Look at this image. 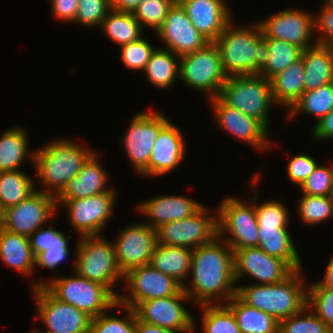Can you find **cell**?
<instances>
[{
  "label": "cell",
  "mask_w": 333,
  "mask_h": 333,
  "mask_svg": "<svg viewBox=\"0 0 333 333\" xmlns=\"http://www.w3.org/2000/svg\"><path fill=\"white\" fill-rule=\"evenodd\" d=\"M231 21L213 42L218 48L226 75H256L265 66L269 50L258 22L234 27Z\"/></svg>",
  "instance_id": "cell-2"
},
{
  "label": "cell",
  "mask_w": 333,
  "mask_h": 333,
  "mask_svg": "<svg viewBox=\"0 0 333 333\" xmlns=\"http://www.w3.org/2000/svg\"><path fill=\"white\" fill-rule=\"evenodd\" d=\"M190 298L183 289L176 295L139 302L134 308L138 320L181 333L196 331L195 319L182 303Z\"/></svg>",
  "instance_id": "cell-13"
},
{
  "label": "cell",
  "mask_w": 333,
  "mask_h": 333,
  "mask_svg": "<svg viewBox=\"0 0 333 333\" xmlns=\"http://www.w3.org/2000/svg\"><path fill=\"white\" fill-rule=\"evenodd\" d=\"M209 101L212 102L216 122L221 129L250 144L254 149L266 151L273 147L269 130L260 121L230 107L219 96L210 98Z\"/></svg>",
  "instance_id": "cell-21"
},
{
  "label": "cell",
  "mask_w": 333,
  "mask_h": 333,
  "mask_svg": "<svg viewBox=\"0 0 333 333\" xmlns=\"http://www.w3.org/2000/svg\"><path fill=\"white\" fill-rule=\"evenodd\" d=\"M155 49L145 37H141L137 41L120 46V58L129 70L143 72Z\"/></svg>",
  "instance_id": "cell-45"
},
{
  "label": "cell",
  "mask_w": 333,
  "mask_h": 333,
  "mask_svg": "<svg viewBox=\"0 0 333 333\" xmlns=\"http://www.w3.org/2000/svg\"><path fill=\"white\" fill-rule=\"evenodd\" d=\"M176 1L143 0L133 11L134 17L140 22L142 28L146 26V28L157 31Z\"/></svg>",
  "instance_id": "cell-42"
},
{
  "label": "cell",
  "mask_w": 333,
  "mask_h": 333,
  "mask_svg": "<svg viewBox=\"0 0 333 333\" xmlns=\"http://www.w3.org/2000/svg\"><path fill=\"white\" fill-rule=\"evenodd\" d=\"M31 333H49V332H44V331H38V329L37 330H35V329H33V331H31Z\"/></svg>",
  "instance_id": "cell-59"
},
{
  "label": "cell",
  "mask_w": 333,
  "mask_h": 333,
  "mask_svg": "<svg viewBox=\"0 0 333 333\" xmlns=\"http://www.w3.org/2000/svg\"><path fill=\"white\" fill-rule=\"evenodd\" d=\"M51 220L50 227L47 229L38 228L33 234L29 236L30 246L35 257L42 251L48 249L52 245H62L68 247V239H71V235L65 237L62 231L55 230L52 225L54 224Z\"/></svg>",
  "instance_id": "cell-48"
},
{
  "label": "cell",
  "mask_w": 333,
  "mask_h": 333,
  "mask_svg": "<svg viewBox=\"0 0 333 333\" xmlns=\"http://www.w3.org/2000/svg\"><path fill=\"white\" fill-rule=\"evenodd\" d=\"M321 12L315 17V31H319L317 43L320 45H327L333 40V6L323 5L319 10Z\"/></svg>",
  "instance_id": "cell-50"
},
{
  "label": "cell",
  "mask_w": 333,
  "mask_h": 333,
  "mask_svg": "<svg viewBox=\"0 0 333 333\" xmlns=\"http://www.w3.org/2000/svg\"><path fill=\"white\" fill-rule=\"evenodd\" d=\"M69 255L68 247L62 245L49 246L47 250L40 252L35 257V267H44L56 270L55 267L59 265Z\"/></svg>",
  "instance_id": "cell-51"
},
{
  "label": "cell",
  "mask_w": 333,
  "mask_h": 333,
  "mask_svg": "<svg viewBox=\"0 0 333 333\" xmlns=\"http://www.w3.org/2000/svg\"><path fill=\"white\" fill-rule=\"evenodd\" d=\"M178 61L179 56L170 50L156 48L146 64L144 74L154 86L167 89L179 78Z\"/></svg>",
  "instance_id": "cell-33"
},
{
  "label": "cell",
  "mask_w": 333,
  "mask_h": 333,
  "mask_svg": "<svg viewBox=\"0 0 333 333\" xmlns=\"http://www.w3.org/2000/svg\"><path fill=\"white\" fill-rule=\"evenodd\" d=\"M110 11V0H78L75 22L87 28H98Z\"/></svg>",
  "instance_id": "cell-46"
},
{
  "label": "cell",
  "mask_w": 333,
  "mask_h": 333,
  "mask_svg": "<svg viewBox=\"0 0 333 333\" xmlns=\"http://www.w3.org/2000/svg\"><path fill=\"white\" fill-rule=\"evenodd\" d=\"M219 97L230 107L260 121L270 130L269 112L271 105L276 103L267 78L258 74L229 76Z\"/></svg>",
  "instance_id": "cell-7"
},
{
  "label": "cell",
  "mask_w": 333,
  "mask_h": 333,
  "mask_svg": "<svg viewBox=\"0 0 333 333\" xmlns=\"http://www.w3.org/2000/svg\"><path fill=\"white\" fill-rule=\"evenodd\" d=\"M169 122L160 112H138L132 117L126 133L123 135V147L138 174L150 160L159 131Z\"/></svg>",
  "instance_id": "cell-14"
},
{
  "label": "cell",
  "mask_w": 333,
  "mask_h": 333,
  "mask_svg": "<svg viewBox=\"0 0 333 333\" xmlns=\"http://www.w3.org/2000/svg\"><path fill=\"white\" fill-rule=\"evenodd\" d=\"M318 163L310 155L298 154L290 158L286 167L287 175L297 186H300L313 172Z\"/></svg>",
  "instance_id": "cell-49"
},
{
  "label": "cell",
  "mask_w": 333,
  "mask_h": 333,
  "mask_svg": "<svg viewBox=\"0 0 333 333\" xmlns=\"http://www.w3.org/2000/svg\"><path fill=\"white\" fill-rule=\"evenodd\" d=\"M328 263L323 279L308 287H327L333 289V256Z\"/></svg>",
  "instance_id": "cell-56"
},
{
  "label": "cell",
  "mask_w": 333,
  "mask_h": 333,
  "mask_svg": "<svg viewBox=\"0 0 333 333\" xmlns=\"http://www.w3.org/2000/svg\"><path fill=\"white\" fill-rule=\"evenodd\" d=\"M333 109V82L315 90L304 92L289 109L288 120L295 118L298 113L313 115L316 124Z\"/></svg>",
  "instance_id": "cell-36"
},
{
  "label": "cell",
  "mask_w": 333,
  "mask_h": 333,
  "mask_svg": "<svg viewBox=\"0 0 333 333\" xmlns=\"http://www.w3.org/2000/svg\"><path fill=\"white\" fill-rule=\"evenodd\" d=\"M143 0H110L111 10L133 12Z\"/></svg>",
  "instance_id": "cell-54"
},
{
  "label": "cell",
  "mask_w": 333,
  "mask_h": 333,
  "mask_svg": "<svg viewBox=\"0 0 333 333\" xmlns=\"http://www.w3.org/2000/svg\"><path fill=\"white\" fill-rule=\"evenodd\" d=\"M305 69L300 57L270 79L274 102L290 109L304 93Z\"/></svg>",
  "instance_id": "cell-29"
},
{
  "label": "cell",
  "mask_w": 333,
  "mask_h": 333,
  "mask_svg": "<svg viewBox=\"0 0 333 333\" xmlns=\"http://www.w3.org/2000/svg\"><path fill=\"white\" fill-rule=\"evenodd\" d=\"M74 274L75 277H55L49 282L40 278L31 288L45 287L59 301L76 307L91 318L119 307L117 297L106 286Z\"/></svg>",
  "instance_id": "cell-5"
},
{
  "label": "cell",
  "mask_w": 333,
  "mask_h": 333,
  "mask_svg": "<svg viewBox=\"0 0 333 333\" xmlns=\"http://www.w3.org/2000/svg\"><path fill=\"white\" fill-rule=\"evenodd\" d=\"M66 138L52 140L34 150L33 166L44 189L38 191L57 196L95 153ZM46 188V189H45Z\"/></svg>",
  "instance_id": "cell-3"
},
{
  "label": "cell",
  "mask_w": 333,
  "mask_h": 333,
  "mask_svg": "<svg viewBox=\"0 0 333 333\" xmlns=\"http://www.w3.org/2000/svg\"><path fill=\"white\" fill-rule=\"evenodd\" d=\"M259 195H255V211L258 227H287L289 213L287 207L280 200H267L258 205L256 201ZM257 204V205H256Z\"/></svg>",
  "instance_id": "cell-44"
},
{
  "label": "cell",
  "mask_w": 333,
  "mask_h": 333,
  "mask_svg": "<svg viewBox=\"0 0 333 333\" xmlns=\"http://www.w3.org/2000/svg\"><path fill=\"white\" fill-rule=\"evenodd\" d=\"M297 202H299L296 210L298 211V217L306 225L320 224L333 217V205L330 196L303 194Z\"/></svg>",
  "instance_id": "cell-39"
},
{
  "label": "cell",
  "mask_w": 333,
  "mask_h": 333,
  "mask_svg": "<svg viewBox=\"0 0 333 333\" xmlns=\"http://www.w3.org/2000/svg\"><path fill=\"white\" fill-rule=\"evenodd\" d=\"M200 306L203 333H241L235 315L226 304Z\"/></svg>",
  "instance_id": "cell-38"
},
{
  "label": "cell",
  "mask_w": 333,
  "mask_h": 333,
  "mask_svg": "<svg viewBox=\"0 0 333 333\" xmlns=\"http://www.w3.org/2000/svg\"><path fill=\"white\" fill-rule=\"evenodd\" d=\"M52 13L59 20L74 22L78 9V0H52Z\"/></svg>",
  "instance_id": "cell-52"
},
{
  "label": "cell",
  "mask_w": 333,
  "mask_h": 333,
  "mask_svg": "<svg viewBox=\"0 0 333 333\" xmlns=\"http://www.w3.org/2000/svg\"><path fill=\"white\" fill-rule=\"evenodd\" d=\"M225 304L235 315L241 333H278L279 322L274 317L244 303L236 294Z\"/></svg>",
  "instance_id": "cell-32"
},
{
  "label": "cell",
  "mask_w": 333,
  "mask_h": 333,
  "mask_svg": "<svg viewBox=\"0 0 333 333\" xmlns=\"http://www.w3.org/2000/svg\"><path fill=\"white\" fill-rule=\"evenodd\" d=\"M207 206L182 220L166 223L157 228L158 244L195 249L218 237V214L208 216Z\"/></svg>",
  "instance_id": "cell-11"
},
{
  "label": "cell",
  "mask_w": 333,
  "mask_h": 333,
  "mask_svg": "<svg viewBox=\"0 0 333 333\" xmlns=\"http://www.w3.org/2000/svg\"><path fill=\"white\" fill-rule=\"evenodd\" d=\"M324 3V5H331V6H333V0H324L323 1Z\"/></svg>",
  "instance_id": "cell-58"
},
{
  "label": "cell",
  "mask_w": 333,
  "mask_h": 333,
  "mask_svg": "<svg viewBox=\"0 0 333 333\" xmlns=\"http://www.w3.org/2000/svg\"><path fill=\"white\" fill-rule=\"evenodd\" d=\"M97 158L95 152L83 165L81 171L56 196V199H80L111 190L107 186L109 175Z\"/></svg>",
  "instance_id": "cell-25"
},
{
  "label": "cell",
  "mask_w": 333,
  "mask_h": 333,
  "mask_svg": "<svg viewBox=\"0 0 333 333\" xmlns=\"http://www.w3.org/2000/svg\"><path fill=\"white\" fill-rule=\"evenodd\" d=\"M269 56L260 76L270 80L301 57L302 49L284 40L267 38Z\"/></svg>",
  "instance_id": "cell-37"
},
{
  "label": "cell",
  "mask_w": 333,
  "mask_h": 333,
  "mask_svg": "<svg viewBox=\"0 0 333 333\" xmlns=\"http://www.w3.org/2000/svg\"><path fill=\"white\" fill-rule=\"evenodd\" d=\"M258 24L264 38L284 40L302 50L318 44L311 41L315 33V16L306 11L285 9L258 21Z\"/></svg>",
  "instance_id": "cell-17"
},
{
  "label": "cell",
  "mask_w": 333,
  "mask_h": 333,
  "mask_svg": "<svg viewBox=\"0 0 333 333\" xmlns=\"http://www.w3.org/2000/svg\"><path fill=\"white\" fill-rule=\"evenodd\" d=\"M156 32L166 50L181 57L204 48L210 41L191 23L182 6L176 1ZM168 48V49H167Z\"/></svg>",
  "instance_id": "cell-20"
},
{
  "label": "cell",
  "mask_w": 333,
  "mask_h": 333,
  "mask_svg": "<svg viewBox=\"0 0 333 333\" xmlns=\"http://www.w3.org/2000/svg\"><path fill=\"white\" fill-rule=\"evenodd\" d=\"M189 276L183 291L192 304H225L236 294L233 249L219 236L193 249Z\"/></svg>",
  "instance_id": "cell-1"
},
{
  "label": "cell",
  "mask_w": 333,
  "mask_h": 333,
  "mask_svg": "<svg viewBox=\"0 0 333 333\" xmlns=\"http://www.w3.org/2000/svg\"><path fill=\"white\" fill-rule=\"evenodd\" d=\"M302 269L276 284H252L237 286L236 295L249 306L274 317L278 322L307 306V289Z\"/></svg>",
  "instance_id": "cell-4"
},
{
  "label": "cell",
  "mask_w": 333,
  "mask_h": 333,
  "mask_svg": "<svg viewBox=\"0 0 333 333\" xmlns=\"http://www.w3.org/2000/svg\"><path fill=\"white\" fill-rule=\"evenodd\" d=\"M134 333H181V332L165 329L163 327L155 325H150L138 320L136 317Z\"/></svg>",
  "instance_id": "cell-55"
},
{
  "label": "cell",
  "mask_w": 333,
  "mask_h": 333,
  "mask_svg": "<svg viewBox=\"0 0 333 333\" xmlns=\"http://www.w3.org/2000/svg\"><path fill=\"white\" fill-rule=\"evenodd\" d=\"M326 46L331 50L333 56V40H331Z\"/></svg>",
  "instance_id": "cell-57"
},
{
  "label": "cell",
  "mask_w": 333,
  "mask_h": 333,
  "mask_svg": "<svg viewBox=\"0 0 333 333\" xmlns=\"http://www.w3.org/2000/svg\"><path fill=\"white\" fill-rule=\"evenodd\" d=\"M302 194L310 196H330L333 190V166L317 164L313 172L299 186Z\"/></svg>",
  "instance_id": "cell-47"
},
{
  "label": "cell",
  "mask_w": 333,
  "mask_h": 333,
  "mask_svg": "<svg viewBox=\"0 0 333 333\" xmlns=\"http://www.w3.org/2000/svg\"><path fill=\"white\" fill-rule=\"evenodd\" d=\"M305 78L304 92L333 82V56L326 45L316 44L302 50Z\"/></svg>",
  "instance_id": "cell-27"
},
{
  "label": "cell",
  "mask_w": 333,
  "mask_h": 333,
  "mask_svg": "<svg viewBox=\"0 0 333 333\" xmlns=\"http://www.w3.org/2000/svg\"><path fill=\"white\" fill-rule=\"evenodd\" d=\"M330 197H331L332 205H333V190L331 191V195H330Z\"/></svg>",
  "instance_id": "cell-60"
},
{
  "label": "cell",
  "mask_w": 333,
  "mask_h": 333,
  "mask_svg": "<svg viewBox=\"0 0 333 333\" xmlns=\"http://www.w3.org/2000/svg\"><path fill=\"white\" fill-rule=\"evenodd\" d=\"M75 250L74 271L103 284L118 297L112 289L118 280L123 281L124 274L118 266L114 244L100 235L79 236Z\"/></svg>",
  "instance_id": "cell-6"
},
{
  "label": "cell",
  "mask_w": 333,
  "mask_h": 333,
  "mask_svg": "<svg viewBox=\"0 0 333 333\" xmlns=\"http://www.w3.org/2000/svg\"><path fill=\"white\" fill-rule=\"evenodd\" d=\"M116 260L123 274L135 267L150 264L158 245L157 230L145 223L124 228L114 243Z\"/></svg>",
  "instance_id": "cell-18"
},
{
  "label": "cell",
  "mask_w": 333,
  "mask_h": 333,
  "mask_svg": "<svg viewBox=\"0 0 333 333\" xmlns=\"http://www.w3.org/2000/svg\"><path fill=\"white\" fill-rule=\"evenodd\" d=\"M307 306L333 331V289L306 287Z\"/></svg>",
  "instance_id": "cell-43"
},
{
  "label": "cell",
  "mask_w": 333,
  "mask_h": 333,
  "mask_svg": "<svg viewBox=\"0 0 333 333\" xmlns=\"http://www.w3.org/2000/svg\"><path fill=\"white\" fill-rule=\"evenodd\" d=\"M234 276L236 283L244 276L257 280L255 284H276L289 277L294 270L283 260L268 255L259 247L235 249Z\"/></svg>",
  "instance_id": "cell-19"
},
{
  "label": "cell",
  "mask_w": 333,
  "mask_h": 333,
  "mask_svg": "<svg viewBox=\"0 0 333 333\" xmlns=\"http://www.w3.org/2000/svg\"><path fill=\"white\" fill-rule=\"evenodd\" d=\"M126 316L123 318L108 315V311L91 319L90 333H134L136 315L132 308L122 306ZM128 314V315H127Z\"/></svg>",
  "instance_id": "cell-41"
},
{
  "label": "cell",
  "mask_w": 333,
  "mask_h": 333,
  "mask_svg": "<svg viewBox=\"0 0 333 333\" xmlns=\"http://www.w3.org/2000/svg\"><path fill=\"white\" fill-rule=\"evenodd\" d=\"M179 78L184 85L210 98L219 96L228 76L224 72L216 45L210 42L200 50L179 57Z\"/></svg>",
  "instance_id": "cell-8"
},
{
  "label": "cell",
  "mask_w": 333,
  "mask_h": 333,
  "mask_svg": "<svg viewBox=\"0 0 333 333\" xmlns=\"http://www.w3.org/2000/svg\"><path fill=\"white\" fill-rule=\"evenodd\" d=\"M203 205L184 195H164L148 199L139 204L138 211L144 214L150 227L160 226L182 220L195 214Z\"/></svg>",
  "instance_id": "cell-24"
},
{
  "label": "cell",
  "mask_w": 333,
  "mask_h": 333,
  "mask_svg": "<svg viewBox=\"0 0 333 333\" xmlns=\"http://www.w3.org/2000/svg\"><path fill=\"white\" fill-rule=\"evenodd\" d=\"M192 253V248L158 244L151 257L150 265L184 286L190 275Z\"/></svg>",
  "instance_id": "cell-28"
},
{
  "label": "cell",
  "mask_w": 333,
  "mask_h": 333,
  "mask_svg": "<svg viewBox=\"0 0 333 333\" xmlns=\"http://www.w3.org/2000/svg\"><path fill=\"white\" fill-rule=\"evenodd\" d=\"M278 333H333V331L306 306L279 322Z\"/></svg>",
  "instance_id": "cell-40"
},
{
  "label": "cell",
  "mask_w": 333,
  "mask_h": 333,
  "mask_svg": "<svg viewBox=\"0 0 333 333\" xmlns=\"http://www.w3.org/2000/svg\"><path fill=\"white\" fill-rule=\"evenodd\" d=\"M116 193L108 192L80 199H56L57 207L68 209L67 217L80 236L100 235L116 204Z\"/></svg>",
  "instance_id": "cell-10"
},
{
  "label": "cell",
  "mask_w": 333,
  "mask_h": 333,
  "mask_svg": "<svg viewBox=\"0 0 333 333\" xmlns=\"http://www.w3.org/2000/svg\"><path fill=\"white\" fill-rule=\"evenodd\" d=\"M58 211L56 196L36 190L16 206L4 210L2 228L29 237Z\"/></svg>",
  "instance_id": "cell-16"
},
{
  "label": "cell",
  "mask_w": 333,
  "mask_h": 333,
  "mask_svg": "<svg viewBox=\"0 0 333 333\" xmlns=\"http://www.w3.org/2000/svg\"><path fill=\"white\" fill-rule=\"evenodd\" d=\"M29 137L22 127H13L0 136V172L20 170L27 156L33 159L34 150L29 151ZM29 151V153H28ZM31 152V153H30Z\"/></svg>",
  "instance_id": "cell-31"
},
{
  "label": "cell",
  "mask_w": 333,
  "mask_h": 333,
  "mask_svg": "<svg viewBox=\"0 0 333 333\" xmlns=\"http://www.w3.org/2000/svg\"><path fill=\"white\" fill-rule=\"evenodd\" d=\"M193 26L214 42L233 20L226 0H177Z\"/></svg>",
  "instance_id": "cell-23"
},
{
  "label": "cell",
  "mask_w": 333,
  "mask_h": 333,
  "mask_svg": "<svg viewBox=\"0 0 333 333\" xmlns=\"http://www.w3.org/2000/svg\"><path fill=\"white\" fill-rule=\"evenodd\" d=\"M183 132L169 121L158 133L148 166L140 173L157 177L175 170L184 160L186 145Z\"/></svg>",
  "instance_id": "cell-22"
},
{
  "label": "cell",
  "mask_w": 333,
  "mask_h": 333,
  "mask_svg": "<svg viewBox=\"0 0 333 333\" xmlns=\"http://www.w3.org/2000/svg\"><path fill=\"white\" fill-rule=\"evenodd\" d=\"M0 259L20 274L31 275L35 271V255L29 237L12 233L0 227Z\"/></svg>",
  "instance_id": "cell-26"
},
{
  "label": "cell",
  "mask_w": 333,
  "mask_h": 333,
  "mask_svg": "<svg viewBox=\"0 0 333 333\" xmlns=\"http://www.w3.org/2000/svg\"><path fill=\"white\" fill-rule=\"evenodd\" d=\"M24 171L0 172V204L5 210L27 199L35 189L34 179Z\"/></svg>",
  "instance_id": "cell-35"
},
{
  "label": "cell",
  "mask_w": 333,
  "mask_h": 333,
  "mask_svg": "<svg viewBox=\"0 0 333 333\" xmlns=\"http://www.w3.org/2000/svg\"><path fill=\"white\" fill-rule=\"evenodd\" d=\"M37 314L49 333H90L91 317L59 301L45 287L32 289Z\"/></svg>",
  "instance_id": "cell-15"
},
{
  "label": "cell",
  "mask_w": 333,
  "mask_h": 333,
  "mask_svg": "<svg viewBox=\"0 0 333 333\" xmlns=\"http://www.w3.org/2000/svg\"><path fill=\"white\" fill-rule=\"evenodd\" d=\"M312 135L317 141L333 138V109L313 127Z\"/></svg>",
  "instance_id": "cell-53"
},
{
  "label": "cell",
  "mask_w": 333,
  "mask_h": 333,
  "mask_svg": "<svg viewBox=\"0 0 333 333\" xmlns=\"http://www.w3.org/2000/svg\"><path fill=\"white\" fill-rule=\"evenodd\" d=\"M123 281L130 293L119 294L117 302L132 309L139 302L173 296L183 289L178 281L156 270L150 264L130 269L124 274Z\"/></svg>",
  "instance_id": "cell-12"
},
{
  "label": "cell",
  "mask_w": 333,
  "mask_h": 333,
  "mask_svg": "<svg viewBox=\"0 0 333 333\" xmlns=\"http://www.w3.org/2000/svg\"><path fill=\"white\" fill-rule=\"evenodd\" d=\"M111 41L119 46L137 41L142 37L140 22L133 12H119L111 10L100 26Z\"/></svg>",
  "instance_id": "cell-34"
},
{
  "label": "cell",
  "mask_w": 333,
  "mask_h": 333,
  "mask_svg": "<svg viewBox=\"0 0 333 333\" xmlns=\"http://www.w3.org/2000/svg\"><path fill=\"white\" fill-rule=\"evenodd\" d=\"M218 236L233 249L258 247L259 234L253 201L245 203L237 197L224 199L217 209ZM224 233V234H223ZM229 237H225V235ZM229 234V235H228Z\"/></svg>",
  "instance_id": "cell-9"
},
{
  "label": "cell",
  "mask_w": 333,
  "mask_h": 333,
  "mask_svg": "<svg viewBox=\"0 0 333 333\" xmlns=\"http://www.w3.org/2000/svg\"><path fill=\"white\" fill-rule=\"evenodd\" d=\"M258 234L259 248L285 261L294 271L302 269V260L287 227H258Z\"/></svg>",
  "instance_id": "cell-30"
}]
</instances>
